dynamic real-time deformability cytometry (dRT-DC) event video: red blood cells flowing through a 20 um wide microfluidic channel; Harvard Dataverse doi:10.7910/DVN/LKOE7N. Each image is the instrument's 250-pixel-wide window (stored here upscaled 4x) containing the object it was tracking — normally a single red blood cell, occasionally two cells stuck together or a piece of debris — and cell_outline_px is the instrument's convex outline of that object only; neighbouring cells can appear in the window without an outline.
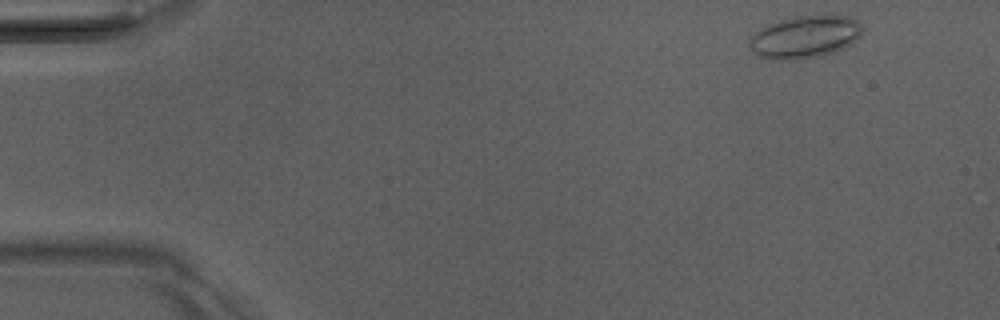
{"species": "Egyptian fruit bat (a non-hibernating species)", "species_latin": "Rousettus aegyptiacus", "temperature_condition": "room temperature", "stored_images_in_passage": 47, "camera_frame_rate_fps": 3000, "um_per_image_px": 0.085, "animal": {"sex": "male"}, "frame": {"image": 1, "passage_image": 1, "time_ms": 0.0, "image_size_px": [1000, 320], "cell_outline_px": [[864, 28], [860, 36], [852, 44], [836, 52], [796, 60], [772, 60], [756, 56], [748, 44], [748, 40], [760, 28], [768, 24], [780, 20], [800, 16], [852, 16], [860, 20]], "centroid_in_image_um": [68.44, 3.15], "position_along_channel_um": 16.6, "area_um2": 28.26}}
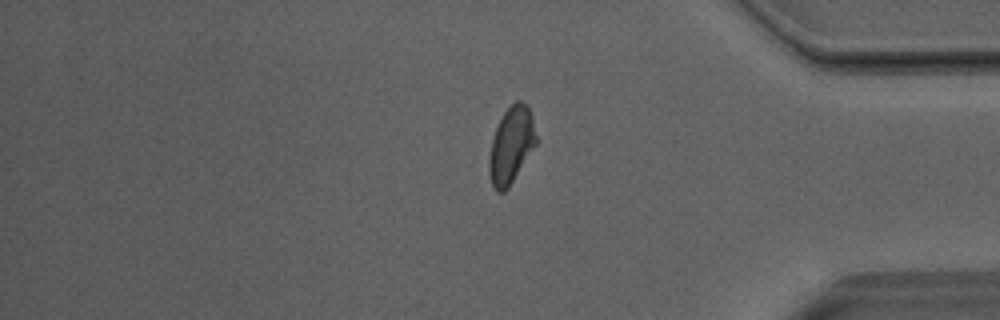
{"frame": {"image": 2, "passage_image": 39, "time_ms": 12.667, "image_size_px": [1000, 320], "cell_outline_px": [[536, 144], [508, 188], [504, 192], [496, 192], [492, 184], [488, 172], [488, 160], [492, 140], [496, 128], [504, 112], [516, 100], [520, 100], [528, 104], [532, 116], [536, 136]], "centroid_in_image_um": [43.44, 12.34], "position_along_channel_um": 391.8, "area_um2": 20.81}}
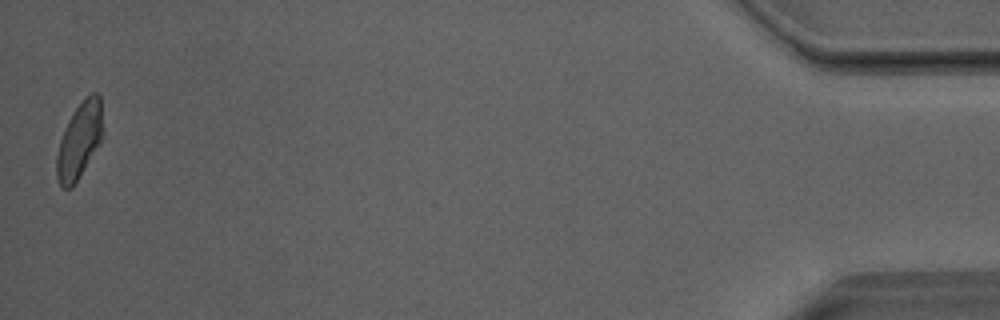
{"frame": {"image": 3, "passage_image": 47, "time_ms": 15.333, "image_size_px": [1000, 320], "cell_outline_px": [[104, 136], [72, 188], [60, 188], [56, 176], [56, 156], [60, 140], [64, 128], [68, 120], [84, 96], [92, 92], [96, 92], [100, 96]], "centroid_in_image_um": [6.75, 11.92], "position_along_channel_um": 428.4, "area_um2": 20.63}, "authors_computed_cell_mechanics": {"area_um2": 21.1548, "velocity_mm_per_s": 4.0388, "shape_relaxation_time_tau1_ms": 8.0775, "shape_relaxation_time_tau2_ms": 2.4947, "deformation_change_tau1": 0.1832, "deformation_change_tau2": 0.0929}}